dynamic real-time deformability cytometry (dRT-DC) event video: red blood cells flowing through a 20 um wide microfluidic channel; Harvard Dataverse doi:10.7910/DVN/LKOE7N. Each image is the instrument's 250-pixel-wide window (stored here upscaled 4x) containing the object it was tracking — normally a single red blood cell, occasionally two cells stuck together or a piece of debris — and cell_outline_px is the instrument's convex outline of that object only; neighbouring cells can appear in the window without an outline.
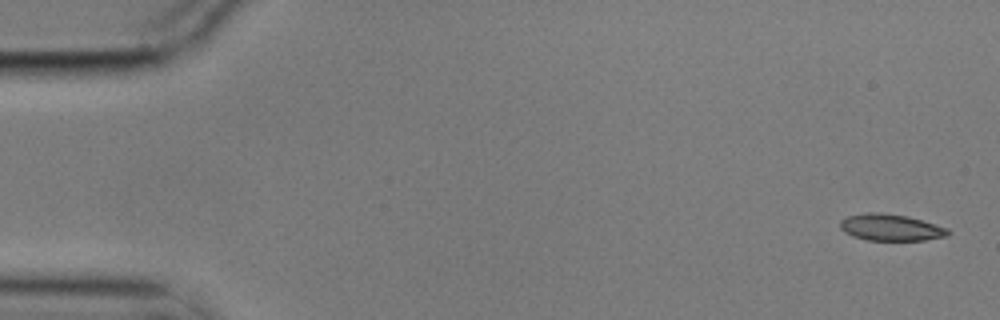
{"species": "common noctule bat (a hibernating species)", "species_latin": "Nyctalus noctula", "temperature_condition": "cold", "stored_images_in_passage": 5, "segment_of_instrument_passage": [1, 2], "camera_frame_rate_fps": 3000, "um_per_image_px": 0.085, "animal": {"sex": "male", "body_mass_g": 17.9}, "frame": {"image": 1, "passage_image": 1, "time_ms": 0.0, "image_size_px": [1000, 320], "cell_outline_px": [[952, 232], [948, 236], [924, 240], [868, 240], [852, 236], [844, 232], [840, 228], [840, 220], [848, 216], [868, 212], [880, 212], [908, 216], [948, 228]], "centroid_in_image_um": [75.72, 19.33], "position_along_channel_um": 9.3, "area_um2": 16.82}}
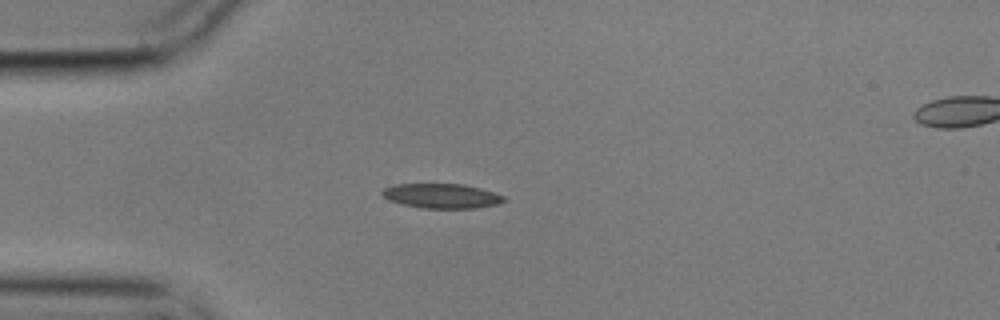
{"frame": {"image": 2, "passage_image": 4, "time_ms": 1.0, "image_size_px": [1000, 320], "cell_outline_px": [[508, 200], [500, 204], [476, 208], [420, 208], [388, 200], [380, 192], [384, 188], [392, 184], [464, 184], [480, 188], [504, 196]], "centroid_in_image_um": [37.56, 16.65], "position_along_channel_um": 47.4, "area_um2": 17.57}}